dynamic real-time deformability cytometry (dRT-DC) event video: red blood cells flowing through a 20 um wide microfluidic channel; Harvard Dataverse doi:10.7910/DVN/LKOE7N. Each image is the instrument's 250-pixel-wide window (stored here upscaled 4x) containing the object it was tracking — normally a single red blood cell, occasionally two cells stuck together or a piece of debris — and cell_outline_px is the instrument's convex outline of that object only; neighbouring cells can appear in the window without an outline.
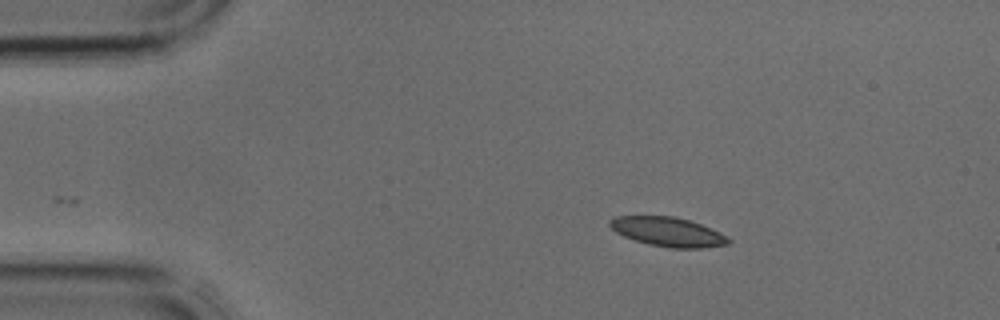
{"species": "common noctule bat (a hibernating species)", "species_latin": "Nyctalus noctula", "temperature_condition": "cold", "stored_images_in_passage": 2, "camera_frame_rate_fps": 3000, "um_per_image_px": 0.085, "animal": {"sex": "male", "body_mass_g": 17.9, "forearm_length_mm": 54.2}, "frame": {"image": 1, "passage_image": 2, "time_ms": 0.333, "image_size_px": [1000, 320], "cell_outline_px": [[732, 240], [728, 244], [700, 248], [668, 248], [648, 244], [624, 236], [616, 232], [608, 224], [608, 220], [612, 216], [676, 216], [712, 228], [720, 232]], "centroid_in_image_um": [56.76, 19.7], "position_along_channel_um": 28.2, "area_um2": 20.29}}